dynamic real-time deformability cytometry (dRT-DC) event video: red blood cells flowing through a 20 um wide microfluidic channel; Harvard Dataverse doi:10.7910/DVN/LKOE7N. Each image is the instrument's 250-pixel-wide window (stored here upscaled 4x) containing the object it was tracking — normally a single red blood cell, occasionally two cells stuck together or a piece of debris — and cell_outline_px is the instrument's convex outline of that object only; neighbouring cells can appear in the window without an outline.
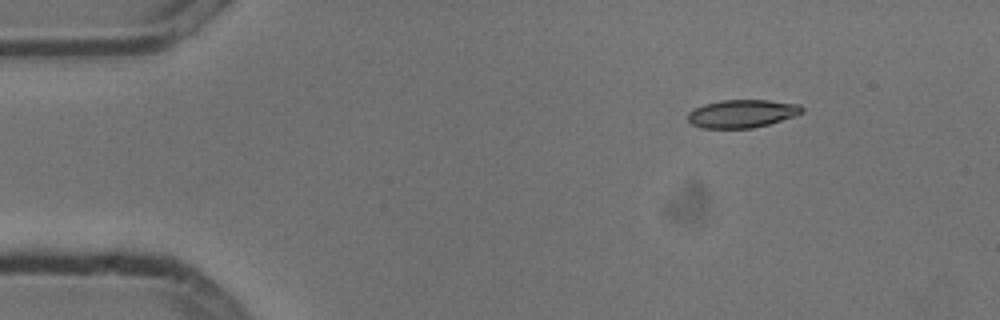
{"species": "common noctule bat (a hibernating species)", "species_latin": "Nyctalus noctula", "temperature_condition": "cold", "stored_images_in_passage": 4, "camera_frame_rate_fps": 3000, "um_per_image_px": 0.085, "animal": {"sex": "male", "body_mass_g": 13.3}, "frame": {"image": 1, "passage_image": 1, "time_ms": 0.0, "image_size_px": [1000, 320], "cell_outline_px": [[804, 112], [768, 124], [752, 128], [700, 128], [692, 124], [688, 120], [688, 112], [704, 104], [724, 100], [768, 100], [800, 104], [804, 108]], "centroid_in_image_um": [63.07, 9.65], "position_along_channel_um": 21.9, "area_um2": 18.5}}
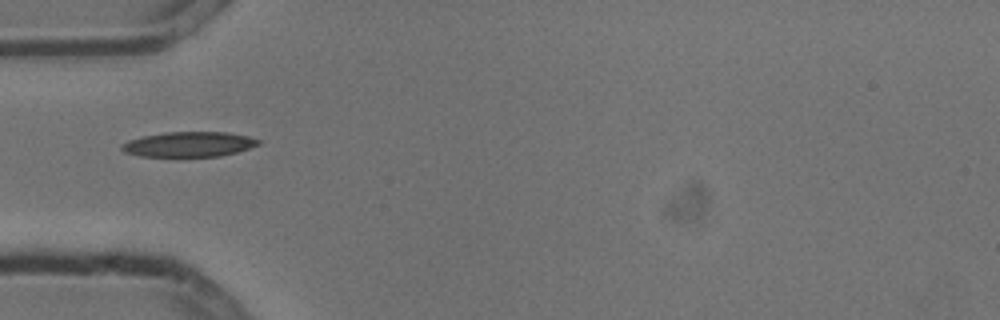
{"frame": {"image": 2, "passage_image": 4, "time_ms": 1.0, "image_size_px": [1000, 320], "cell_outline_px": [[260, 144], [236, 152], [220, 156], [140, 156], [124, 152], [120, 148], [120, 144], [128, 140], [144, 136], [164, 132], [224, 132], [248, 136], [260, 140]], "centroid_in_image_um": [16.02, 12.26], "position_along_channel_um": 69.0, "area_um2": 19.83}}